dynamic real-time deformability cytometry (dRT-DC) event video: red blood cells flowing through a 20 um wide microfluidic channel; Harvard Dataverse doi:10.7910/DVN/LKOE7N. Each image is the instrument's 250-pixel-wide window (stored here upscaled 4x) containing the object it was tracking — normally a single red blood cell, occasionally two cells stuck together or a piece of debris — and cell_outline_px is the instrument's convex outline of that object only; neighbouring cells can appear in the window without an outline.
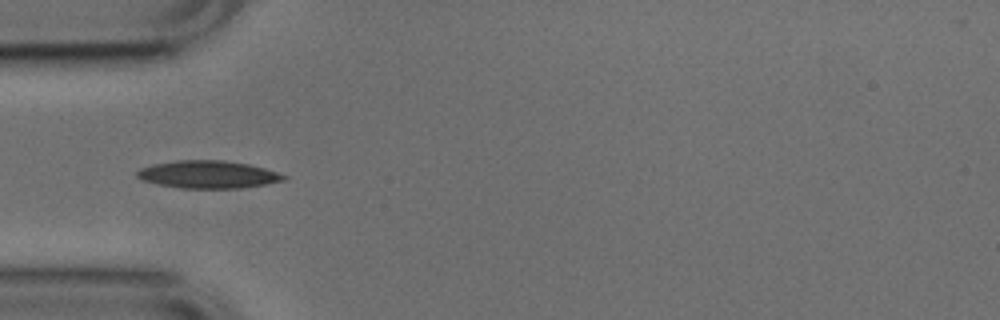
{"species": "common noctule bat (a hibernating species)", "species_latin": "Nyctalus noctula", "temperature_condition": "cold", "stored_images_in_passage": 23, "camera_frame_rate_fps": 3000, "um_per_image_px": 0.085, "animal": {"sex": "male", "body_mass_g": 17.9, "forearm_length_mm": 54.2}, "frame": {"image": 1, "passage_image": 1, "time_ms": 0.0, "image_size_px": [1000, 320], "cell_outline_px": [[288, 176], [284, 180], [264, 184], [240, 188], [180, 188], [160, 184], [144, 180], [136, 176], [136, 172], [140, 168], [152, 164], [176, 160], [224, 160], [248, 164], [264, 168]], "centroid_in_image_um": [17.67, 14.82], "position_along_channel_um": 67.3, "area_um2": 23.41}}
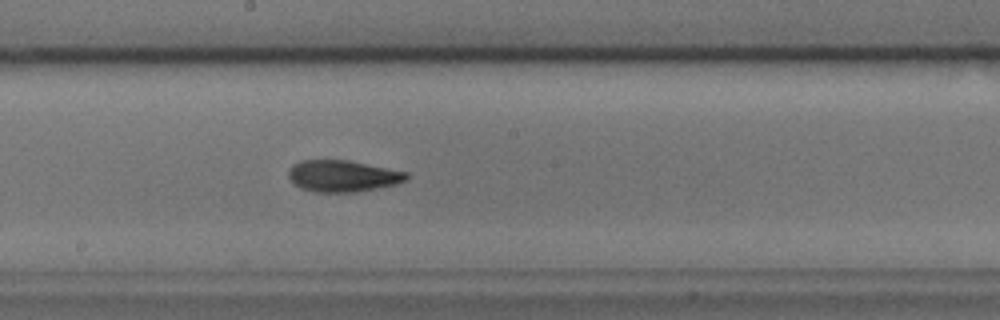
{"frame": {"image": 2, "passage_image": 13, "time_ms": 4.0, "image_size_px": [1000, 320], "cell_outline_px": [[408, 180], [396, 184], [356, 192], [316, 192], [300, 188], [292, 184], [288, 176], [288, 172], [292, 164], [300, 160], [348, 160], [408, 172]], "centroid_in_image_um": [29.1, 14.96], "position_along_channel_um": 219.1, "area_um2": 21.85}}